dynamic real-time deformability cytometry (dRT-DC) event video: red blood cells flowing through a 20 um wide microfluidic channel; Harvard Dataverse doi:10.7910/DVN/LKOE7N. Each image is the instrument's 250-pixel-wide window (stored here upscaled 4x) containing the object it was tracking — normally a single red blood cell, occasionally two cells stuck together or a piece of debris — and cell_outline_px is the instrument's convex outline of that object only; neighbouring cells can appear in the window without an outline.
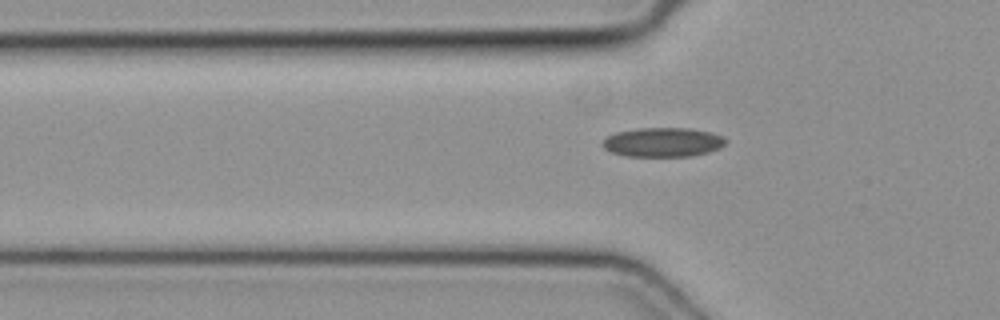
{"species": "common noctule bat (a hibernating species)", "species_latin": "Nyctalus noctula", "temperature_condition": "cold", "stored_images_in_passage": 30, "camera_frame_rate_fps": 3000, "um_per_image_px": 0.085, "animal": {"sex": "female", "body_mass_g": 19.3, "forearm_length_mm": 54.1}, "frame": {"image": 1, "passage_image": 3, "time_ms": 0.667, "image_size_px": [1000, 320], "cell_outline_px": [[728, 140], [720, 148], [708, 152], [692, 156], [624, 156], [612, 152], [604, 148], [600, 144], [608, 136], [616, 132], [640, 128], [688, 128], [708, 132], [724, 136]], "centroid_in_image_um": [56.35, 12.09], "position_along_channel_um": 69.5, "area_um2": 20.98}}
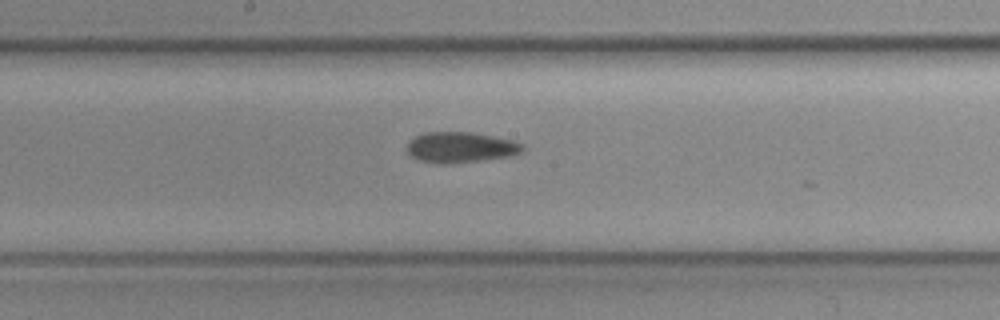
{"frame": {"image": 2, "passage_image": 13, "time_ms": 4.0, "image_size_px": [1000, 320], "cell_outline_px": [[524, 148], [520, 152], [512, 156], [444, 164], [416, 160], [404, 148], [408, 140], [424, 132], [472, 132], [512, 140], [524, 144]], "centroid_in_image_um": [39.1, 12.51], "position_along_channel_um": 209.1, "area_um2": 20.69}}
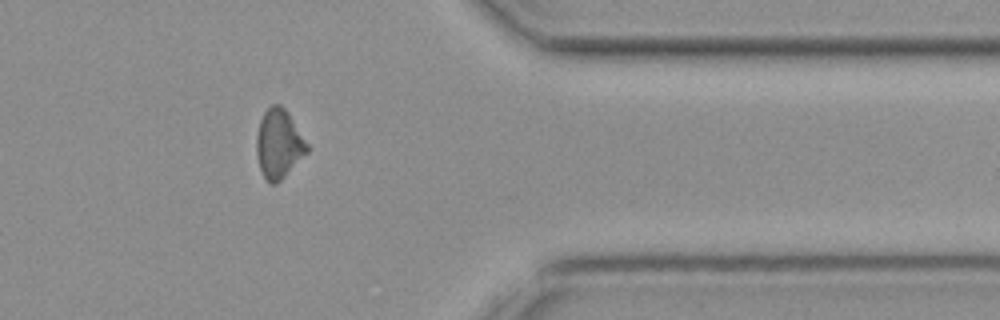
{"frame": {"image": 3, "passage_image": 27, "time_ms": 8.667, "image_size_px": [1000, 320], "cell_outline_px": [[308, 152], [276, 184], [272, 184], [264, 176], [260, 168], [256, 156], [256, 136], [260, 120], [264, 112], [272, 104], [280, 104], [288, 112], [308, 144]], "centroid_in_image_um": [23.69, 12.21], "position_along_channel_um": 387.7, "area_um2": 20.17}}